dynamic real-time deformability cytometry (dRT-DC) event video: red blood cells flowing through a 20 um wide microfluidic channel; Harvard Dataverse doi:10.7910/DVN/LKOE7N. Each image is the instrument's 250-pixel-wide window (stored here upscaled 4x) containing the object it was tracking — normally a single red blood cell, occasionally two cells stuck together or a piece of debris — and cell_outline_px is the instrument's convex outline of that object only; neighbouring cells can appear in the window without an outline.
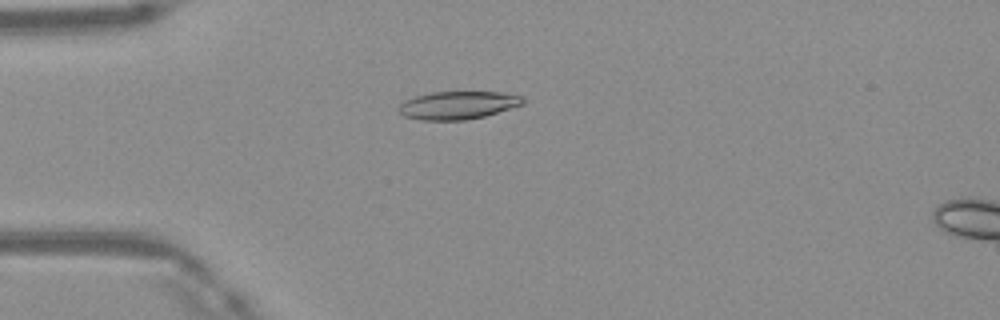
{"species": "Egyptian fruit bat (a non-hibernating species)", "species_latin": "Rousettus aegyptiacus", "temperature_condition": "warm", "stored_images_in_passage": 32, "camera_frame_rate_fps": 3000, "um_per_image_px": 0.085, "frame": {"image": 1, "passage_image": 1, "time_ms": 0.0, "image_size_px": [1000, 320], "cell_outline_px": [[524, 104], [484, 116], [464, 120], [420, 120], [404, 116], [400, 112], [400, 104], [404, 100], [416, 96], [432, 92], [500, 92], [520, 96], [524, 100]], "centroid_in_image_um": [38.91, 8.94], "position_along_channel_um": 46.1, "area_um2": 20.0}}
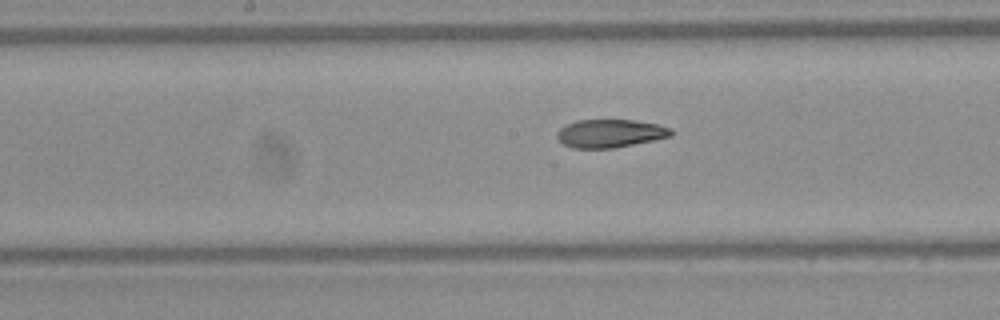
{"frame": {"image": 2, "passage_image": 13, "time_ms": 4.0, "image_size_px": [1000, 320], "cell_outline_px": [[672, 136], [612, 148], [572, 148], [564, 144], [556, 136], [556, 132], [560, 128], [576, 120], [632, 120], [656, 124], [672, 128]], "centroid_in_image_um": [51.84, 11.33], "position_along_channel_um": 196.4, "area_um2": 18.5}}
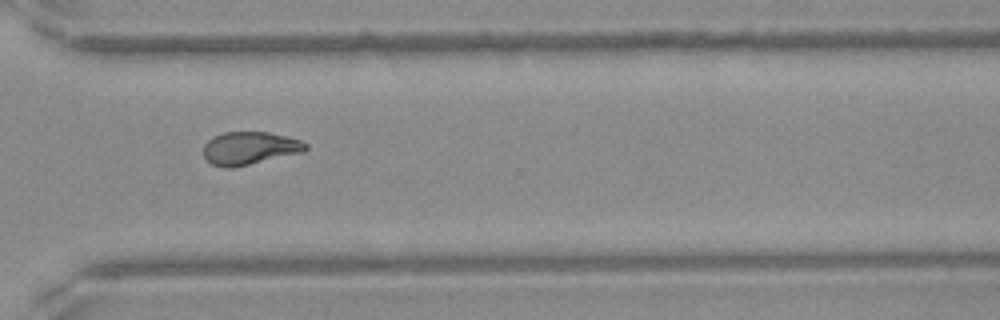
{"frame": {"image": 3, "passage_image": 24, "time_ms": 7.667, "image_size_px": [1000, 320], "cell_outline_px": [[308, 148], [304, 152], [232, 168], [224, 168], [212, 164], [204, 156], [204, 144], [212, 136], [224, 132], [268, 132], [300, 140], [308, 144]], "centroid_in_image_um": [21.21, 12.6], "position_along_channel_um": 349.4, "area_um2": 19.59}, "authors_computed_cell_mechanics": {"area_um2": 19.8254, "velocity_mm_per_s": 4.1848, "shape_relaxation_time_tau1_ms": 8.2856, "shape_relaxation_time_tau2_ms": 2.2914, "deformation_change_tau1": 0.2583, "deformation_change_tau2": 0.096}}